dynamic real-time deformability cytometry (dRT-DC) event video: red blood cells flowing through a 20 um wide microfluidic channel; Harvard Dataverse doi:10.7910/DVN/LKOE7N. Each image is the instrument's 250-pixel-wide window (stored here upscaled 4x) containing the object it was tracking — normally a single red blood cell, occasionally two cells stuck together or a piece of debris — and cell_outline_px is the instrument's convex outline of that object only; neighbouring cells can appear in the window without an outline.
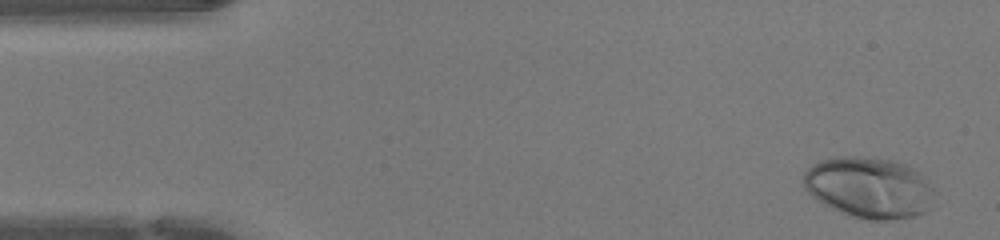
{"species": "human", "species_latin": "Homo sapiens", "temperature_condition": "warm", "stored_images_in_passage": 46, "camera_frame_rate_fps": 3000, "um_per_image_px": 0.085, "donor": {"sex": "female"}, "frame": {"image": 1, "passage_image": 2, "time_ms": 0.333, "image_size_px": [1000, 240], "cell_outline_px": [[936, 192], [928, 208], [924, 212], [916, 216], [888, 220], [872, 220], [840, 212], [824, 204], [812, 196], [804, 188], [804, 172], [812, 164], [820, 160], [836, 156], [860, 156], [896, 160], [908, 164], [920, 172], [924, 176]], "centroid_in_image_um": [73.9, 15.91], "position_along_channel_um": 11.1, "area_um2": 46.88}}
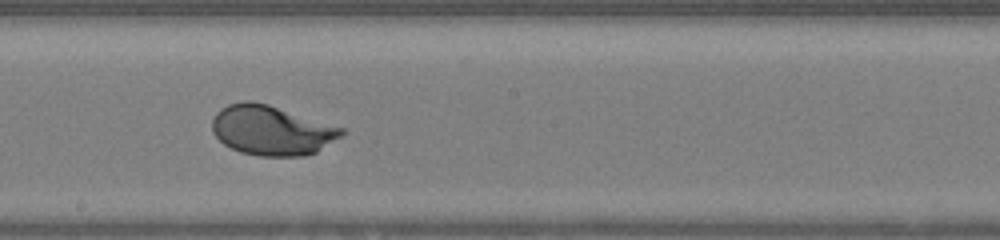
{"frame": {"image": 2, "passage_image": 25, "time_ms": 8.0, "image_size_px": [1000, 240], "cell_outline_px": [[348, 132], [344, 136], [316, 152], [304, 156], [260, 156], [240, 152], [224, 144], [212, 132], [212, 120], [216, 112], [220, 108], [228, 104], [244, 100], [252, 100], [268, 104], [344, 128]], "centroid_in_image_um": [23.1, 11.07], "position_along_channel_um": 225.1, "area_um2": 37.8}}
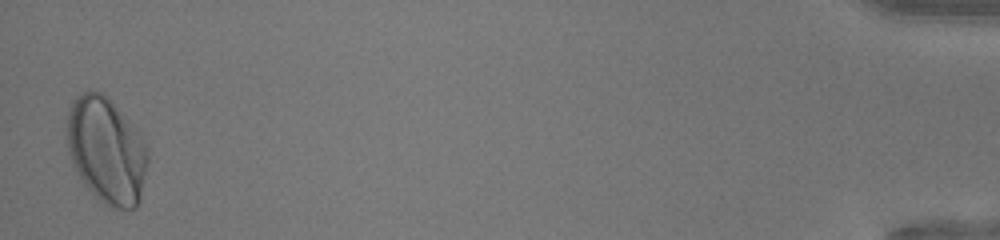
{"frame": {"image": 3, "passage_image": 46, "time_ms": 15.0, "image_size_px": [1000, 240], "cell_outline_px": [[148, 160], [140, 200], [136, 208], [108, 208], [84, 184], [76, 172], [72, 164], [68, 152], [68, 112], [72, 100], [80, 92], [88, 88], [100, 92], [112, 100], [140, 132], [148, 156]], "centroid_in_image_um": [9.04, 12.75], "position_along_channel_um": 426.2, "area_um2": 50.34}, "authors_computed_cell_mechanics": {"area_um2": 39.1595, "velocity_mm_per_s": 4.2845, "shape_relaxation_time_tau1_ms": 2.963, "shape_relaxation_time_tau2_ms": null, "deformation_change_tau1": 0.1773, "deformation_change_tau2": null}}